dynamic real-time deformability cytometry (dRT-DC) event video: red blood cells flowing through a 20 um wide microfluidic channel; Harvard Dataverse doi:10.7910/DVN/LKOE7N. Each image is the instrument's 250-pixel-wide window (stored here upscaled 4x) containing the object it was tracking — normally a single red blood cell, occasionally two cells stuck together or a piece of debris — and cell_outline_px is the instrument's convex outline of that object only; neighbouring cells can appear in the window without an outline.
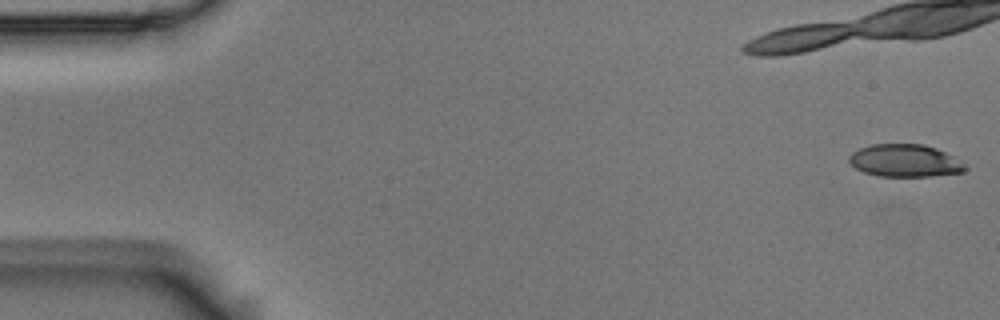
{"species": "Egyptian fruit bat (a non-hibernating species)", "species_latin": "Rousettus aegyptiacus", "temperature_condition": "room temperature", "stored_images_in_passage": 4, "camera_frame_rate_fps": 3000, "um_per_image_px": 0.085, "animal": {"sex": "male"}, "frame": {"image": 1, "passage_image": 4, "time_ms": 1.0, "image_size_px": [1000, 320], "cell_outline_px": [[968, 168], [964, 172], [932, 176], [880, 176], [864, 172], [856, 168], [848, 160], [848, 156], [852, 152], [860, 148], [872, 144], [924, 144], [936, 148], [952, 156]], "centroid_in_image_um": [76.9, 13.65], "position_along_channel_um": 8.1, "area_um2": 21.85}}